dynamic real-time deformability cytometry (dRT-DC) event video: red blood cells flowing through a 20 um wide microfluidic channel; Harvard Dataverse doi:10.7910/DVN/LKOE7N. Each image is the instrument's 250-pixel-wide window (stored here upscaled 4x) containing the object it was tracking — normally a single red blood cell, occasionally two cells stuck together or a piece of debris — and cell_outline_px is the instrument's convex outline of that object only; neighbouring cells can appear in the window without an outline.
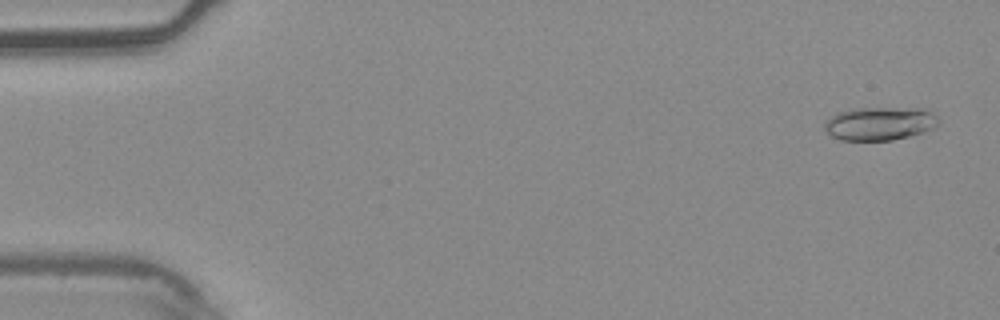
{"species": "common noctule bat (a hibernating species)", "species_latin": "Nyctalus noctula", "temperature_condition": "warm", "stored_images_in_passage": 5, "camera_frame_rate_fps": 3000, "um_per_image_px": 0.085, "animal": {"sex": "male", "body_mass_g": 20.4}, "frame": {"image": 1, "passage_image": 1, "time_ms": 0.0, "image_size_px": [1000, 320], "cell_outline_px": [[940, 124], [936, 128], [924, 132], [892, 140], [840, 140], [832, 136], [824, 128], [824, 120], [836, 112], [852, 108], [928, 108], [940, 120]], "centroid_in_image_um": [74.8, 10.48], "position_along_channel_um": 10.2, "area_um2": 22.6}}
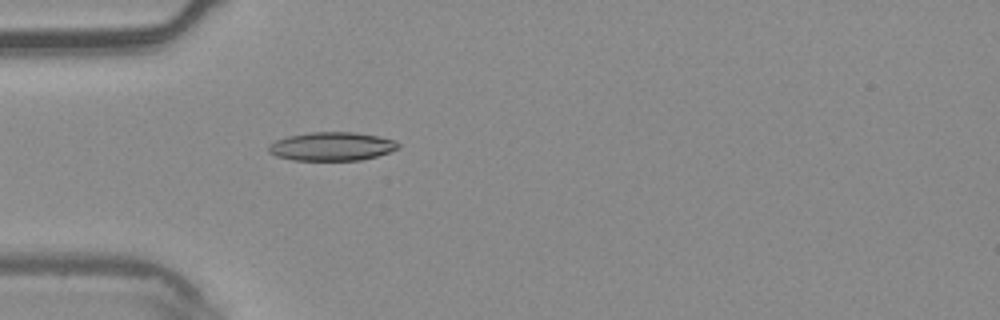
{"frame": {"image": 2, "passage_image": 5, "time_ms": 1.333, "image_size_px": [1000, 320], "cell_outline_px": [[400, 148], [376, 156], [360, 160], [292, 160], [276, 156], [268, 152], [268, 144], [276, 140], [288, 136], [308, 132], [356, 132], [376, 136], [392, 140], [400, 144]], "centroid_in_image_um": [28.16, 12.44], "position_along_channel_um": 56.8, "area_um2": 21.56}}